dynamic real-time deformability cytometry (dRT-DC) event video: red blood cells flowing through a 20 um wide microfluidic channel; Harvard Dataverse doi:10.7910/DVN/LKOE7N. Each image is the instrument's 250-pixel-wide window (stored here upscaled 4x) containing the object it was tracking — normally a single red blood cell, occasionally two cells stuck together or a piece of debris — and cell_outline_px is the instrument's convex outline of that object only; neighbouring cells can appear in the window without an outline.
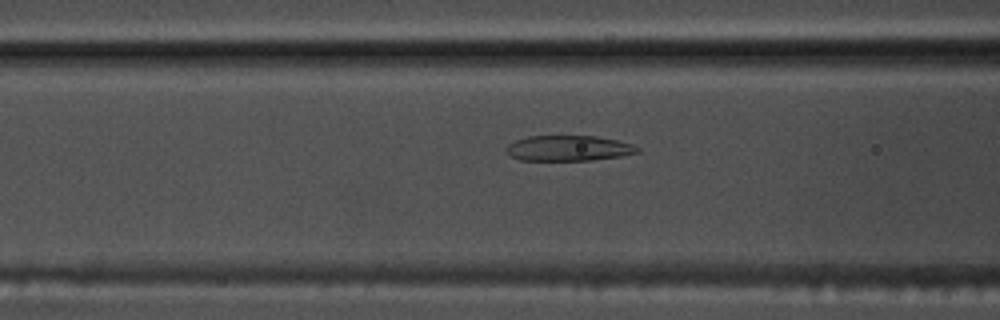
{"species": "common noctule bat (a hibernating species)", "species_latin": "Nyctalus noctula", "temperature_condition": "warm", "stored_images_in_passage": 49, "camera_frame_rate_fps": 3000, "um_per_image_px": 0.085, "animal": {"sex": "male", "body_mass_g": 17.5, "forearm_length_mm": 52.3}, "frame": {"image": 1, "passage_image": 17, "time_ms": 5.333, "image_size_px": [1000, 320], "cell_outline_px": [[640, 152], [620, 156], [592, 160], [520, 160], [508, 156], [504, 148], [508, 144], [516, 140], [528, 136], [596, 136], [616, 140], [632, 144], [640, 148]], "centroid_in_image_um": [48.29, 12.6], "position_along_channel_um": 118.3, "area_um2": 19.54}}
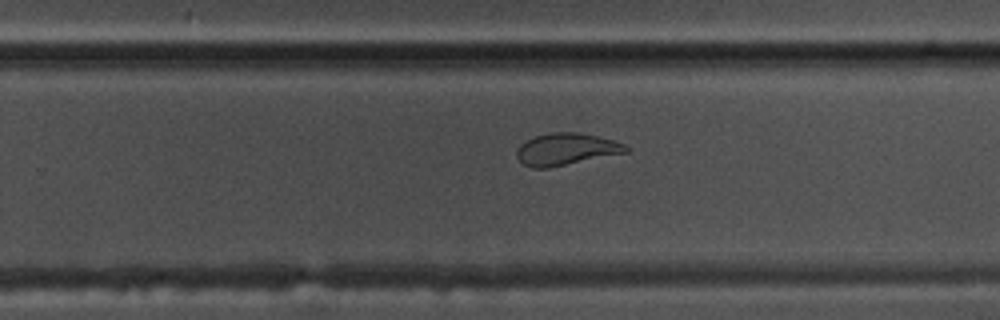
{"frame": {"image": 2, "passage_image": 30, "time_ms": 9.667, "image_size_px": [1000, 320], "cell_outline_px": [[632, 148], [628, 152], [548, 168], [532, 168], [524, 164], [516, 156], [516, 152], [520, 144], [536, 136], [552, 132], [580, 132], [628, 144]], "centroid_in_image_um": [48.17, 12.68], "position_along_channel_um": 281.6, "area_um2": 20.35}}
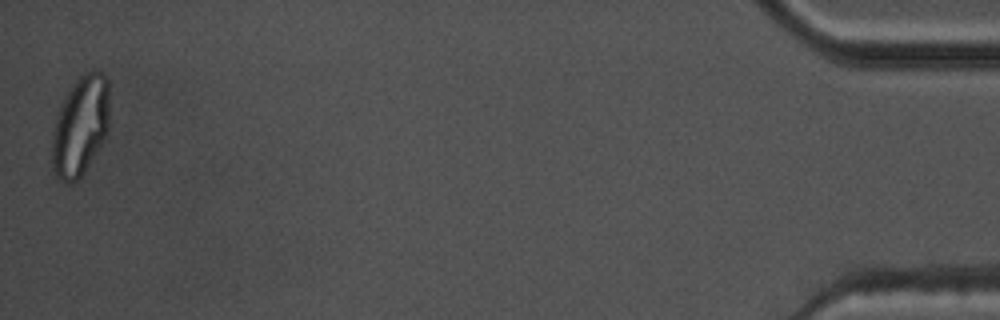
{"frame": {"image": 3, "passage_image": 49, "time_ms": 16.0, "image_size_px": [1000, 320], "cell_outline_px": [[108, 128], [104, 140], [84, 172], [72, 184], [68, 184], [56, 176], [52, 168], [52, 132], [56, 116], [60, 104], [76, 80], [84, 72], [92, 68], [96, 68], [104, 72], [108, 80]], "centroid_in_image_um": [6.83, 10.67], "position_along_channel_um": 428.4, "area_um2": 33.7}, "authors_computed_cell_mechanics": {"area_um2": 22.8888, "velocity_mm_per_s": 3.7772, "shape_relaxation_time_tau1_ms": null, "shape_relaxation_time_tau2_ms": 1.5981, "deformation_change_tau1": null, "deformation_change_tau2": 0.0842}}